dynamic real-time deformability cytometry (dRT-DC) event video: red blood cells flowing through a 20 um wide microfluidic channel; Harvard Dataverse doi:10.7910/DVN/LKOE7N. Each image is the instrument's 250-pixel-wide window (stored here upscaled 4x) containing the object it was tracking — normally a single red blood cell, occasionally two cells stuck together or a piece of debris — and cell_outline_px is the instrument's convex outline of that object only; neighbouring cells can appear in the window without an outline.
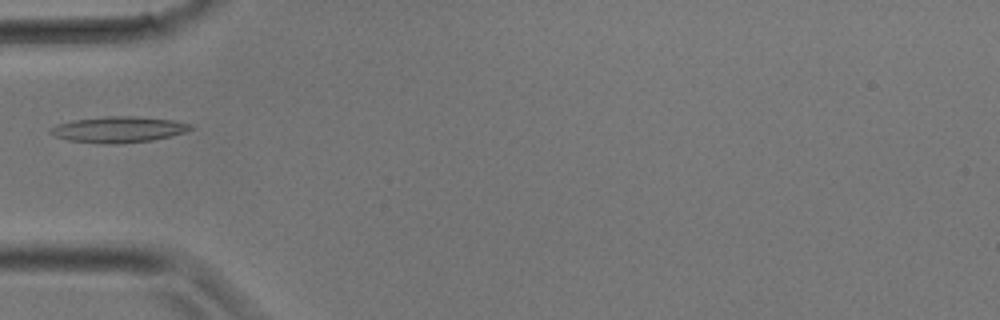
{"species": "common noctule bat (a hibernating species)", "species_latin": "Nyctalus noctula", "temperature_condition": "room temperature", "stored_images_in_passage": 26, "camera_frame_rate_fps": 3000, "um_per_image_px": 0.085, "animal": {"sex": "male", "body_mass_g": 17.9}, "frame": {"image": 1, "passage_image": 4, "time_ms": 1.0, "image_size_px": [1000, 320], "cell_outline_px": [[196, 128], [184, 132], [152, 140], [116, 144], [104, 144], [68, 140], [56, 136], [48, 132], [48, 128], [56, 124], [72, 120], [108, 116], [132, 116], [172, 120], [192, 124]], "centroid_in_image_um": [10.04, 11.0], "position_along_channel_um": 75.0, "area_um2": 21.21}}
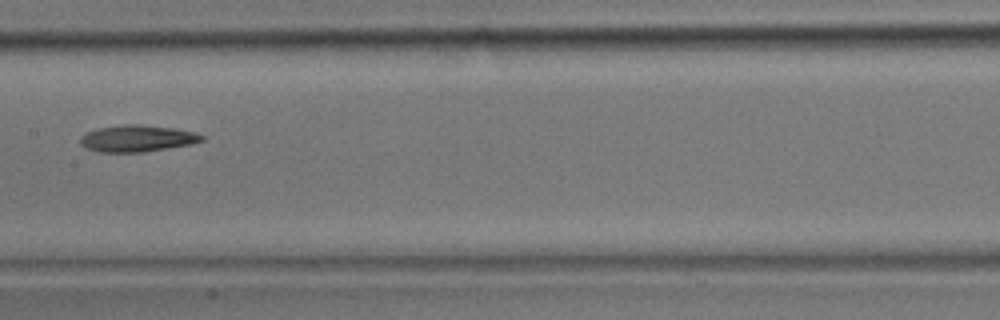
{"frame": {"image": 2, "passage_image": 10, "time_ms": 3.0, "image_size_px": [1000, 320], "cell_outline_px": [[208, 136], [204, 140], [192, 144], [144, 152], [100, 152], [88, 148], [80, 144], [80, 136], [88, 132], [100, 128], [124, 124], [140, 124], [176, 128], [196, 132]], "centroid_in_image_um": [11.74, 11.76], "position_along_channel_um": 195.7, "area_um2": 19.02}}
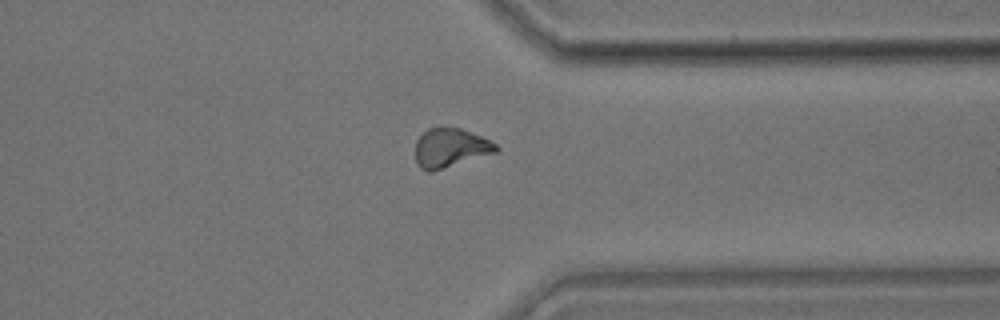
{"frame": {"image": 3, "passage_image": 19, "time_ms": 6.0, "image_size_px": [1000, 320], "cell_outline_px": [[500, 148], [496, 152], [432, 172], [428, 172], [420, 168], [416, 160], [416, 140], [428, 128], [460, 128], [480, 136], [496, 144]], "centroid_in_image_um": [38.26, 12.58], "position_along_channel_um": 373.1, "area_um2": 18.09}}